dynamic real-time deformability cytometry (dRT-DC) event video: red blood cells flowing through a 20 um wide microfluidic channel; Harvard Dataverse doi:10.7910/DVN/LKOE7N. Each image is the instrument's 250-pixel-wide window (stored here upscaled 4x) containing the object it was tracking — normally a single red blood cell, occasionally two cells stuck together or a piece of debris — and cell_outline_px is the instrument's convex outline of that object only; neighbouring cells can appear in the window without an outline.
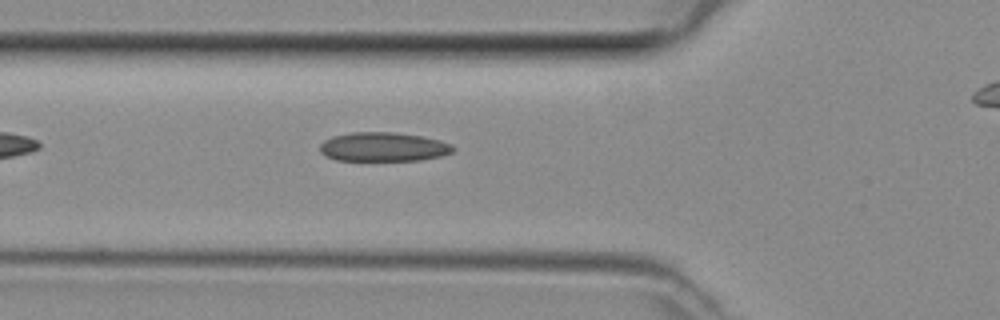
{"species": "common noctule bat (a hibernating species)", "species_latin": "Nyctalus noctula", "temperature_condition": "room temperature", "stored_images_in_passage": 27, "camera_frame_rate_fps": 3000, "um_per_image_px": 0.085, "animal": {"sex": "female", "body_mass_g": 29.2, "forearm_length_mm": 56.3}, "frame": {"image": 1, "passage_image": 3, "time_ms": 0.667, "image_size_px": [1000, 320], "cell_outline_px": [[456, 148], [452, 152], [440, 156], [420, 160], [336, 160], [320, 152], [320, 144], [324, 140], [332, 136], [352, 132], [392, 132], [420, 136], [440, 140], [452, 144]], "centroid_in_image_um": [32.59, 12.48], "position_along_channel_um": 93.2, "area_um2": 22.48}}
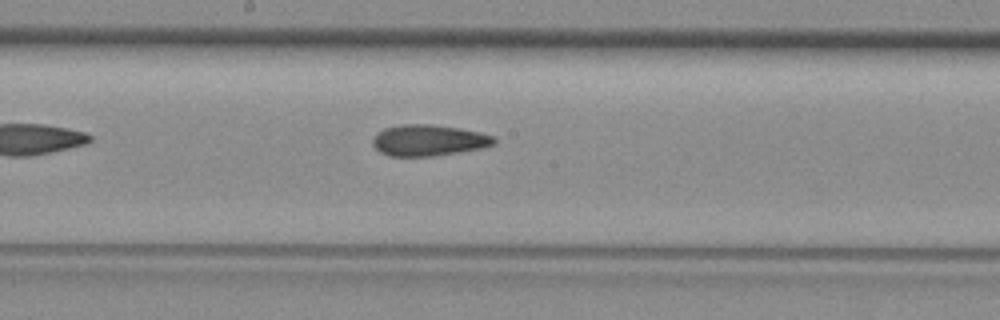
{"frame": {"image": 2, "passage_image": 11, "time_ms": 3.333, "image_size_px": [1000, 320], "cell_outline_px": [[496, 144], [480, 148], [432, 156], [388, 156], [380, 152], [372, 144], [372, 140], [384, 128], [400, 124], [432, 124], [460, 128], [480, 132], [492, 136], [496, 140]], "centroid_in_image_um": [36.42, 11.92], "position_along_channel_um": 211.8, "area_um2": 21.91}}
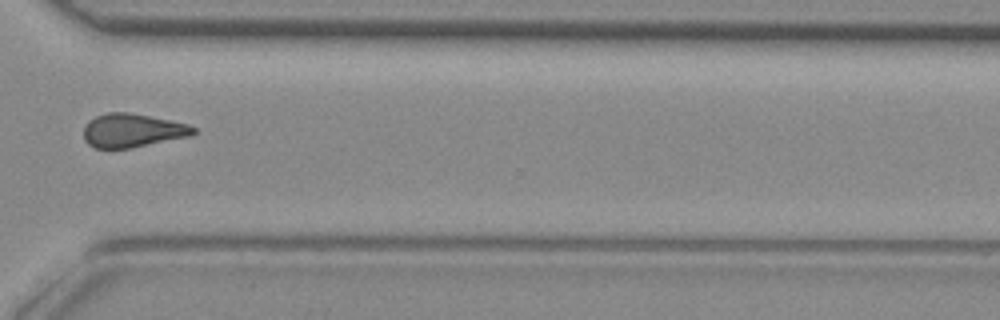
{"frame": {"image": 3, "passage_image": 21, "time_ms": 6.667, "image_size_px": [1000, 320], "cell_outline_px": [[196, 132], [192, 136], [128, 148], [96, 148], [88, 144], [84, 140], [84, 128], [88, 120], [96, 116], [108, 112], [128, 112], [188, 124], [196, 128]], "centroid_in_image_um": [11.25, 11.09], "position_along_channel_um": 359.4, "area_um2": 21.39}}